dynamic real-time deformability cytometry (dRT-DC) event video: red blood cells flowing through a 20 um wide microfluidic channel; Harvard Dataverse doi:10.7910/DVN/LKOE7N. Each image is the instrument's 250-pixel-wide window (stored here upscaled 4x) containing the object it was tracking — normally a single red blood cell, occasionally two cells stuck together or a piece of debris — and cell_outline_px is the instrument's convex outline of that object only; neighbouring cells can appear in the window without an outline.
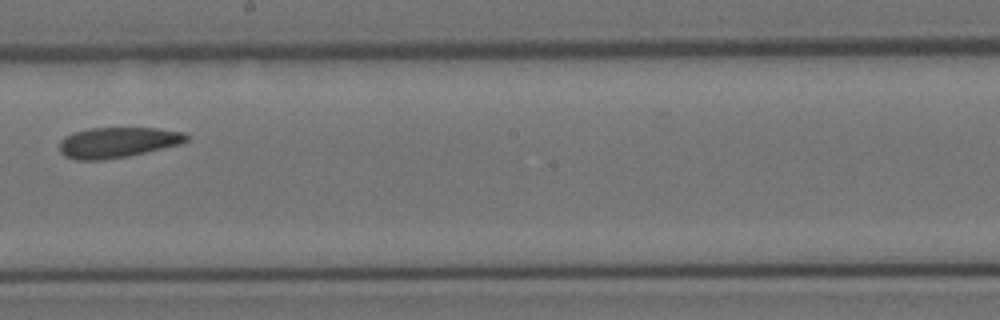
{"species": "Egyptian fruit bat (a non-hibernating species)", "species_latin": "Rousettus aegyptiacus", "temperature_condition": "room temperature", "stored_images_in_passage": 17, "camera_frame_rate_fps": 3000, "um_per_image_px": 0.085, "animal": {"sex": "female"}, "frame": {"image": 1, "passage_image": 10, "time_ms": 3.0, "image_size_px": [1000, 320], "cell_outline_px": [[188, 140], [180, 144], [128, 156], [100, 160], [76, 160], [64, 156], [60, 152], [60, 140], [64, 136], [88, 128], [156, 128], [184, 132], [188, 136]], "centroid_in_image_um": [9.98, 12.1], "position_along_channel_um": 238.2, "area_um2": 22.48}}
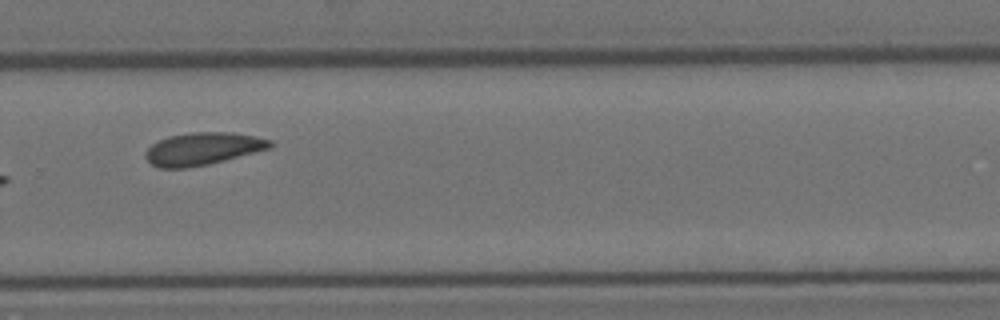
{"frame": {"image": 2, "passage_image": 12, "time_ms": 3.667, "image_size_px": [1000, 320], "cell_outline_px": [[272, 148], [208, 164], [188, 168], [160, 168], [152, 164], [144, 156], [148, 148], [152, 144], [168, 136], [192, 132], [232, 132], [256, 136], [272, 140]], "centroid_in_image_um": [17.25, 12.64], "position_along_channel_um": 312.5, "area_um2": 23.58}}